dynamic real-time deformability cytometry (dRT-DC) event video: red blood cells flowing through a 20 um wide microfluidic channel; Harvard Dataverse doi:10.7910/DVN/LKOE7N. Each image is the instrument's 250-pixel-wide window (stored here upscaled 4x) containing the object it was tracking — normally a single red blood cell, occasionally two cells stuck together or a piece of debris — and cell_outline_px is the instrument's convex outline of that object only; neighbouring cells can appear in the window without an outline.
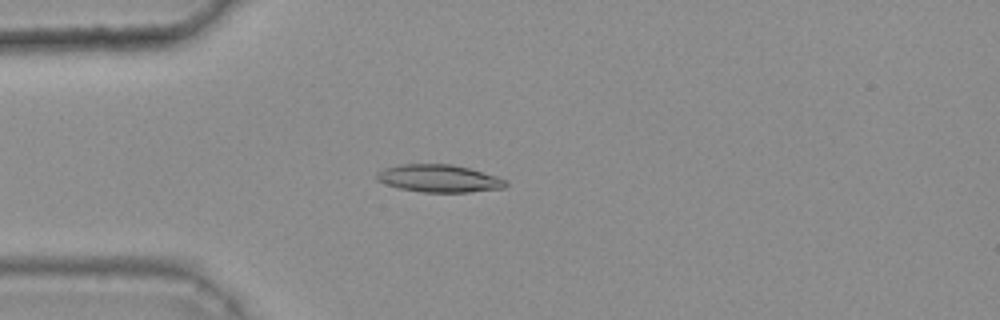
{"species": "common noctule bat (a hibernating species)", "species_latin": "Nyctalus noctula", "temperature_condition": "warm", "stored_images_in_passage": 45, "camera_frame_rate_fps": 3000, "um_per_image_px": 0.085, "animal": {"sex": "female", "body_mass_g": 25.1}, "frame": {"image": 1, "passage_image": 14, "time_ms": 4.333, "image_size_px": [1000, 320], "cell_outline_px": [[508, 184], [504, 188], [468, 192], [420, 192], [400, 188], [376, 180], [376, 172], [384, 168], [400, 164], [452, 164], [468, 168], [496, 176], [508, 180]], "centroid_in_image_um": [37.32, 15.16], "position_along_channel_um": 47.7, "area_um2": 20.69}}
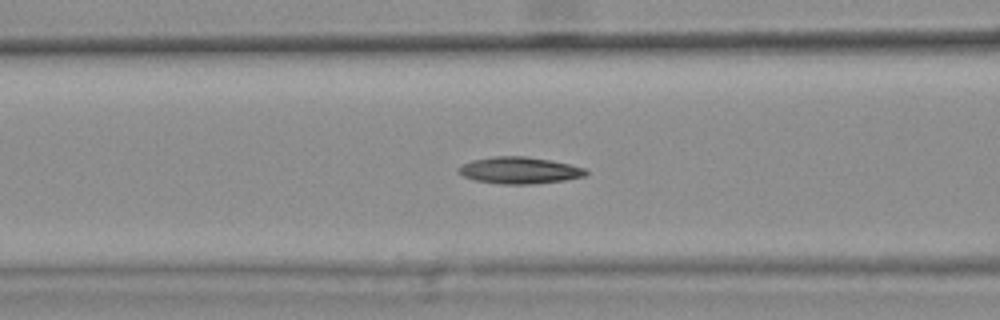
{"frame": {"image": 2, "passage_image": 21, "time_ms": 6.667, "image_size_px": [1000, 320], "cell_outline_px": [[588, 172], [584, 176], [564, 180], [532, 184], [500, 184], [476, 180], [464, 176], [456, 172], [456, 168], [472, 160], [496, 156], [524, 156], [548, 160], [568, 164], [584, 168]], "centroid_in_image_um": [44.11, 14.48], "position_along_channel_um": 122.5, "area_um2": 19.59}}
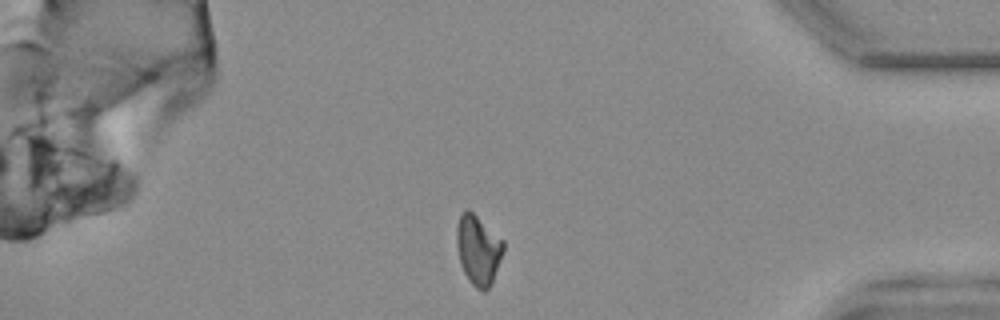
{"frame": {"image": 3, "passage_image": 45, "time_ms": 14.667, "image_size_px": [1000, 320], "cell_outline_px": [[504, 248], [500, 260], [492, 280], [488, 288], [484, 292], [476, 288], [468, 280], [460, 264], [456, 244], [456, 228], [460, 216], [468, 208], [504, 240]], "centroid_in_image_um": [40.63, 21.23], "position_along_channel_um": 394.6, "area_um2": 18.84}, "authors_computed_cell_mechanics": {"area_um2": 19.363, "velocity_mm_per_s": 3.7683, "shape_relaxation_time_tau1_ms": null, "shape_relaxation_time_tau2_ms": 8.7278, "deformation_change_tau1": null, "deformation_change_tau2": 0.1457}}